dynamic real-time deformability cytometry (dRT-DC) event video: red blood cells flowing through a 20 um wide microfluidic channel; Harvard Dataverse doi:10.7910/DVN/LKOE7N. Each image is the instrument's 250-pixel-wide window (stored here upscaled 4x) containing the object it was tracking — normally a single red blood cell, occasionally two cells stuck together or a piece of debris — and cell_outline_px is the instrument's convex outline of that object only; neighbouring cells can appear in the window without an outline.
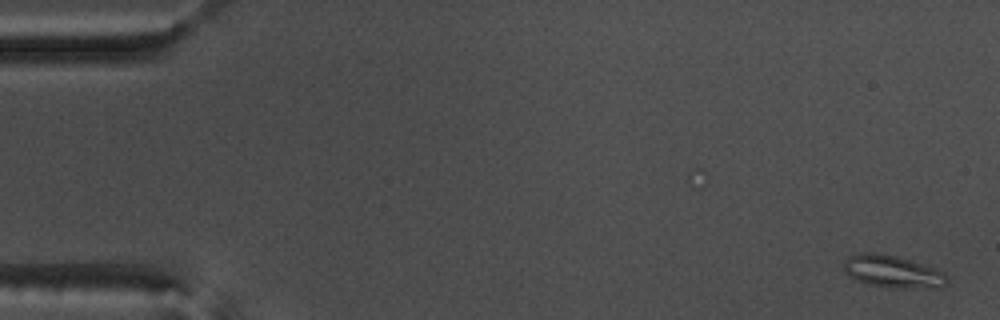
{"species": "common noctule bat (a hibernating species)", "species_latin": "Nyctalus noctula", "temperature_condition": "warm", "stored_images_in_passage": 56, "segment_of_instrument_passage": [1, 2], "camera_frame_rate_fps": 3000, "um_per_image_px": 0.085, "animal": {"sex": "male", "body_mass_g": 17.5, "forearm_length_mm": 52.3}, "frame": {"image": 1, "passage_image": 1, "time_ms": 0.0, "image_size_px": [1000, 320], "cell_outline_px": [[948, 284], [940, 288], [936, 288], [872, 284], [856, 280], [848, 276], [844, 272], [844, 260], [860, 252], [872, 252], [896, 256], [936, 268], [944, 272], [948, 280]], "centroid_in_image_um": [75.89, 23.05], "position_along_channel_um": 9.1, "area_um2": 18.9}}
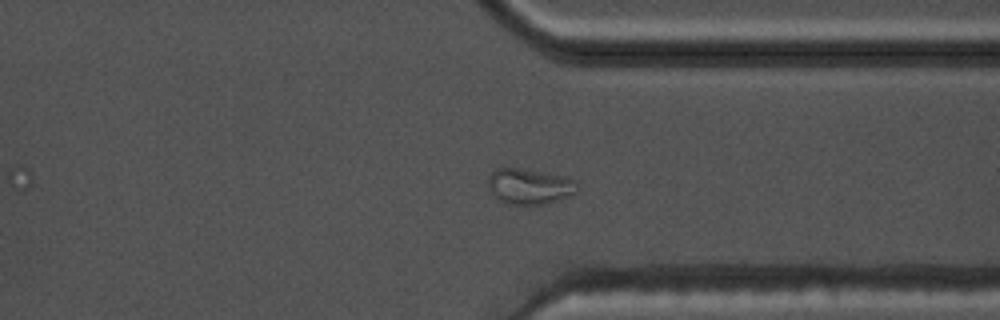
{"frame": {"image": 2, "passage_image": 42, "time_ms": 13.667, "image_size_px": [1000, 320], "cell_outline_px": [[576, 192], [568, 196], [544, 204], [508, 204], [496, 200], [488, 188], [488, 176], [496, 168], [516, 168], [564, 176], [576, 180]], "centroid_in_image_um": [44.94, 15.85], "position_along_channel_um": 366.5, "area_um2": 18.38}}
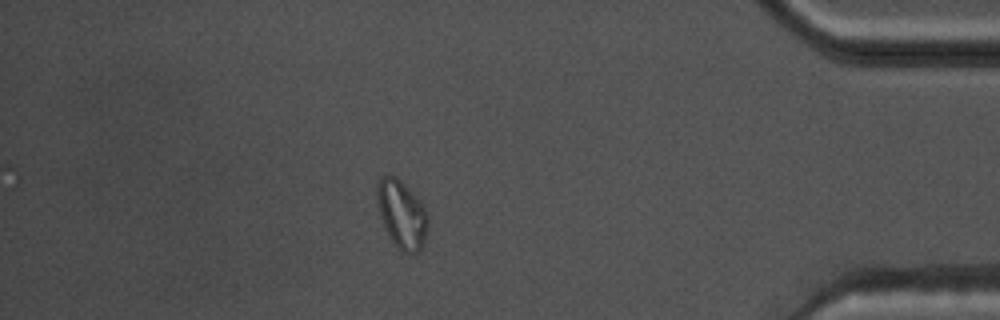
{"frame": {"image": 3, "passage_image": 48, "time_ms": 15.667, "image_size_px": [1000, 320], "cell_outline_px": [[428, 224], [424, 240], [420, 248], [412, 256], [404, 252], [392, 240], [380, 216], [376, 196], [376, 184], [380, 176], [396, 176], [420, 200], [428, 212]], "centroid_in_image_um": [34.15, 18.18], "position_along_channel_um": 401.0, "area_um2": 20.0}}